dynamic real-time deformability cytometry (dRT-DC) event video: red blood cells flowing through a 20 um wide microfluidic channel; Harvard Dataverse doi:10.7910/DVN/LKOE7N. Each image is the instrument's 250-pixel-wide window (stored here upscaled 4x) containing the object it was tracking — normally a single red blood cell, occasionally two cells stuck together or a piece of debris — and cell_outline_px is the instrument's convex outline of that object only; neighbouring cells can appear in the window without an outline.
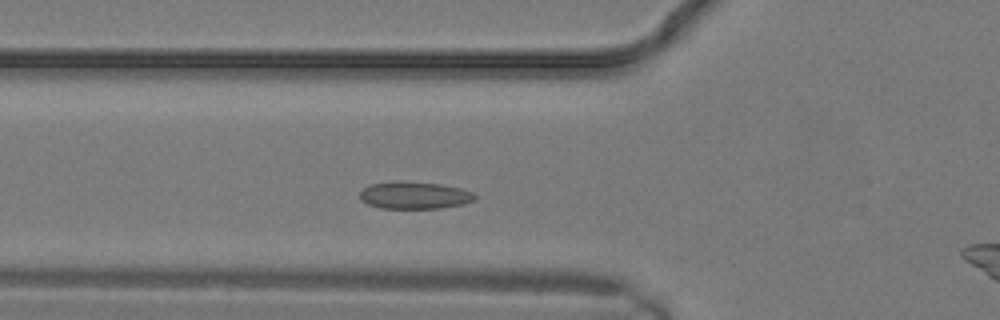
{"species": "common noctule bat (a hibernating species)", "species_latin": "Nyctalus noctula", "temperature_condition": "warm", "stored_images_in_passage": 16, "camera_frame_rate_fps": 3000, "um_per_image_px": 0.085, "animal": {"sex": "male", "body_mass_g": 19.2, "forearm_length_mm": 51.8}, "frame": {"image": 1, "passage_image": 6, "time_ms": 1.667, "image_size_px": [1000, 320], "cell_outline_px": [[476, 196], [472, 200], [464, 204], [440, 208], [380, 208], [368, 204], [360, 200], [360, 192], [364, 188], [372, 184], [396, 180], [400, 180], [440, 184], [460, 188], [472, 192]], "centroid_in_image_um": [35.2, 16.59], "position_along_channel_um": 90.6, "area_um2": 18.26}}
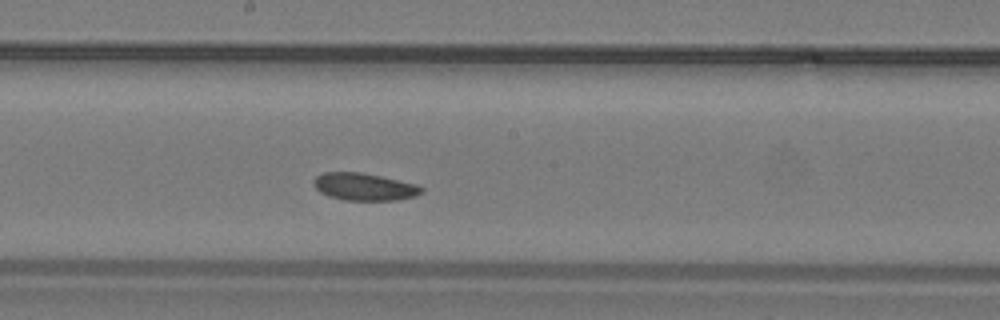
{"frame": {"image": 2, "passage_image": 11, "time_ms": 3.333, "image_size_px": [1000, 320], "cell_outline_px": [[424, 192], [416, 196], [396, 200], [348, 200], [328, 196], [320, 192], [316, 188], [316, 176], [324, 172], [360, 172], [380, 176], [416, 184], [424, 188]], "centroid_in_image_um": [31.01, 15.88], "position_along_channel_um": 217.2, "area_um2": 16.99}}
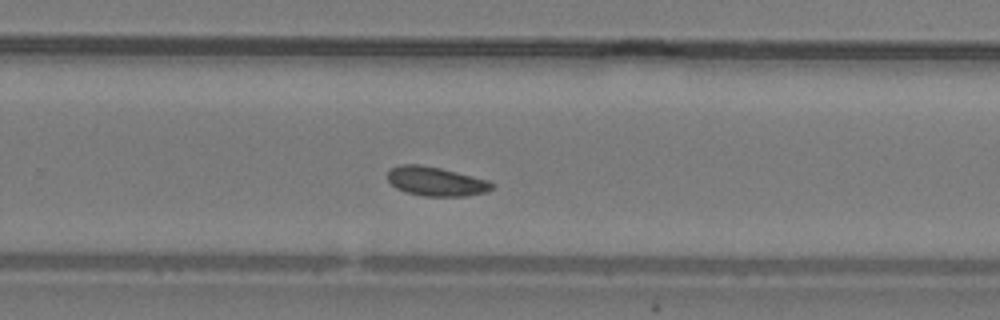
{"frame": {"image": 3, "passage_image": 14, "time_ms": 4.333, "image_size_px": [1000, 320], "cell_outline_px": [[496, 184], [488, 192], [464, 196], [424, 196], [404, 192], [396, 188], [388, 180], [388, 172], [392, 168], [400, 164], [420, 164], [440, 168], [488, 180]], "centroid_in_image_um": [37.06, 15.42], "position_along_channel_um": 292.7, "area_um2": 17.74}}